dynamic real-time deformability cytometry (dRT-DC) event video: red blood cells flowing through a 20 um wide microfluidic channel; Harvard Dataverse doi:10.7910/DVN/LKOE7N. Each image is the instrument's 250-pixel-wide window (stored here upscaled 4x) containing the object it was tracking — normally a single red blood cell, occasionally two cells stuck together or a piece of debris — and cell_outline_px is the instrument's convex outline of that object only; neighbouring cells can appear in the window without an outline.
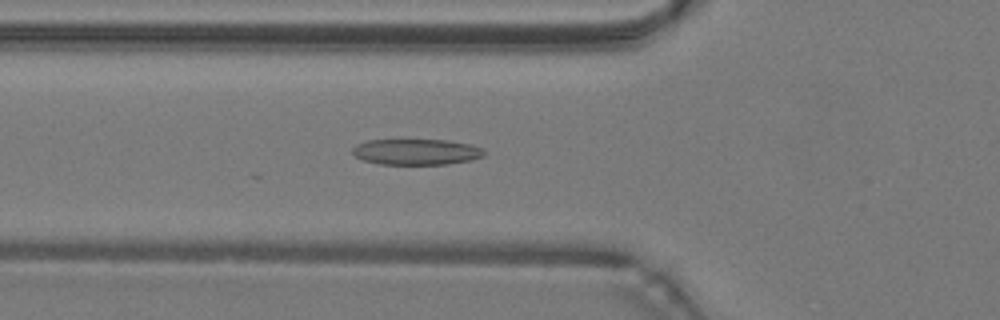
{"species": "common noctule bat (a hibernating species)", "species_latin": "Nyctalus noctula", "temperature_condition": "warm", "stored_images_in_passage": 49, "camera_frame_rate_fps": 3000, "um_per_image_px": 0.085, "animal": {"sex": "male", "body_mass_g": 19.2, "forearm_length_mm": 51.8}, "frame": {"image": 1, "passage_image": 18, "time_ms": 5.667, "image_size_px": [1000, 320], "cell_outline_px": [[484, 156], [468, 160], [448, 164], [380, 164], [364, 160], [356, 156], [352, 152], [352, 148], [356, 144], [368, 140], [448, 140], [472, 144], [484, 148]], "centroid_in_image_um": [35.4, 12.9], "position_along_channel_um": 90.4, "area_um2": 19.83}}
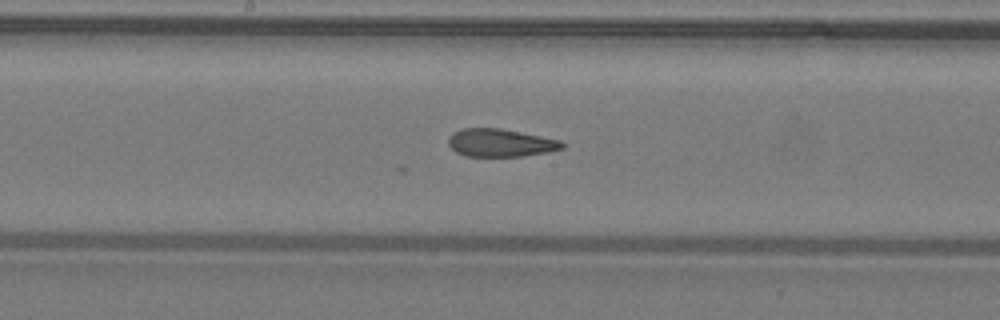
{"frame": {"image": 2, "passage_image": 26, "time_ms": 8.333, "image_size_px": [1000, 320], "cell_outline_px": [[564, 148], [548, 152], [520, 156], [464, 156], [456, 152], [448, 144], [448, 140], [452, 132], [460, 128], [500, 128], [560, 140], [564, 144]], "centroid_in_image_um": [42.5, 12.13], "position_along_channel_um": 205.7, "area_um2": 18.44}}
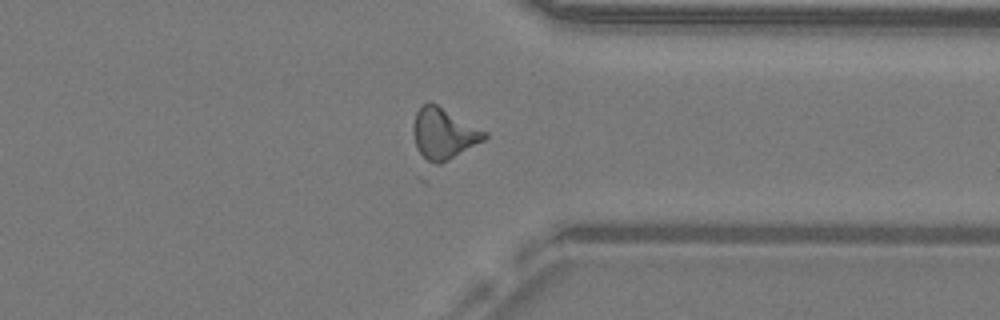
{"frame": {"image": 3, "passage_image": 38, "time_ms": 12.333, "image_size_px": [1000, 320], "cell_outline_px": [[488, 136], [484, 140], [448, 160], [440, 164], [436, 164], [428, 160], [416, 148], [412, 132], [412, 124], [416, 112], [428, 100], [436, 104], [488, 132]], "centroid_in_image_um": [37.69, 11.34], "position_along_channel_um": 373.7, "area_um2": 21.04}, "authors_computed_cell_mechanics": {"area_um2": 19.7098, "velocity_mm_per_s": 4.2858, "shape_relaxation_time_tau1_ms": null, "shape_relaxation_time_tau2_ms": 2.6566, "deformation_change_tau1": null, "deformation_change_tau2": 0.1217}}